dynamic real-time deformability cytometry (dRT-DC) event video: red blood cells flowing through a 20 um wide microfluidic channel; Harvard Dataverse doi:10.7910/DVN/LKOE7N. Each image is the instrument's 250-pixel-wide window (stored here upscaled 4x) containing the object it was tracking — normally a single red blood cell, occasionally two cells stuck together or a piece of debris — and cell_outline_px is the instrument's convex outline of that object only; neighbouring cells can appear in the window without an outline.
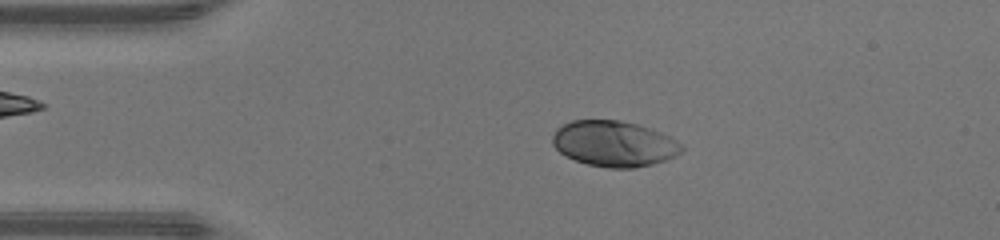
{"species": "human", "species_latin": "Homo sapiens", "temperature_condition": "warm", "stored_images_in_passage": 48, "camera_frame_rate_fps": 3000, "um_per_image_px": 0.085, "donor": {"sex": "male"}, "frame": {"image": 1, "passage_image": 10, "time_ms": 3.0, "image_size_px": [1000, 240], "cell_outline_px": [[684, 148], [676, 156], [652, 164], [636, 168], [608, 168], [588, 164], [576, 160], [560, 152], [552, 144], [552, 136], [556, 128], [572, 120], [620, 120], [636, 124], [660, 132], [684, 144]], "centroid_in_image_um": [52.2, 12.21], "position_along_channel_um": 32.8, "area_um2": 34.33}}
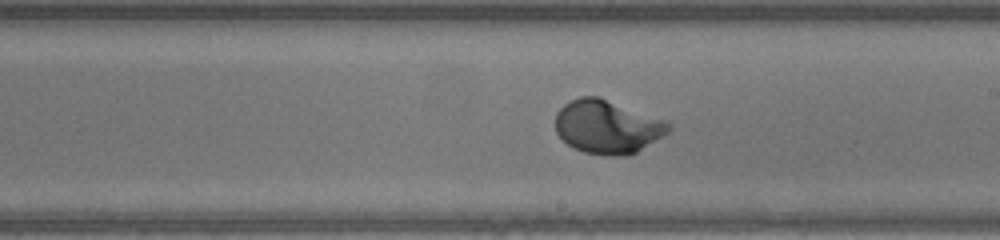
{"frame": {"image": 2, "passage_image": 27, "time_ms": 8.667, "image_size_px": [1000, 240], "cell_outline_px": [[672, 128], [668, 132], [636, 152], [624, 156], [608, 156], [584, 152], [572, 148], [556, 132], [556, 112], [564, 104], [580, 96], [596, 96], [668, 120], [672, 124]], "centroid_in_image_um": [51.64, 10.78], "position_along_channel_um": 237.4, "area_um2": 35.26}}
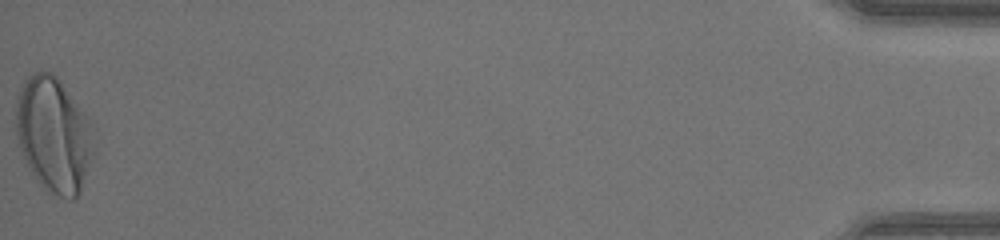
{"frame": {"image": 3, "passage_image": 48, "time_ms": 15.667, "image_size_px": [1000, 240], "cell_outline_px": [[92, 152], [80, 192], [72, 200], [48, 192], [40, 184], [32, 172], [20, 148], [16, 136], [16, 96], [20, 88], [28, 76], [36, 72], [52, 72], [60, 80], [84, 112], [92, 124]], "centroid_in_image_um": [4.53, 11.42], "position_along_channel_um": 430.7, "area_um2": 51.5}, "authors_computed_cell_mechanics": {"area_um2": 34.391, "velocity_mm_per_s": 4.3361, "shape_relaxation_time_tau1_ms": 2.1933, "shape_relaxation_time_tau2_ms": null, "deformation_change_tau1": 0.1744, "deformation_change_tau2": null}}